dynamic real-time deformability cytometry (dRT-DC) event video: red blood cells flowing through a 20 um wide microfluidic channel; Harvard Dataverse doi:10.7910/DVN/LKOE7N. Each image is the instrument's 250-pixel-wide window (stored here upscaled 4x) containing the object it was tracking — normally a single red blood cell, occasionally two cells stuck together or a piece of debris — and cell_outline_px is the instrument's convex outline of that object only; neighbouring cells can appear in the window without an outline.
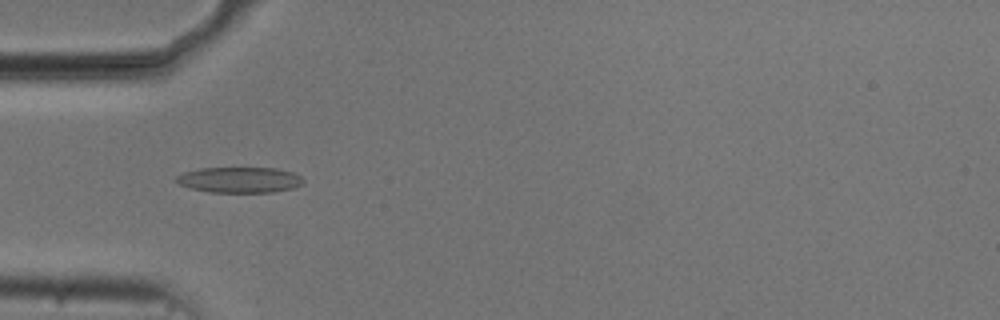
{"species": "common noctule bat (a hibernating species)", "species_latin": "Nyctalus noctula", "temperature_condition": "cold", "stored_images_in_passage": 54, "camera_frame_rate_fps": 3000, "um_per_image_px": 0.085, "animal": {"sex": "male", "body_mass_g": 20.5, "forearm_length_mm": 52.5}, "frame": {"image": 1, "passage_image": 17, "time_ms": 5.333, "image_size_px": [1000, 320], "cell_outline_px": [[304, 184], [292, 188], [272, 192], [208, 192], [192, 188], [180, 184], [176, 180], [176, 176], [184, 172], [200, 168], [276, 168], [292, 172], [300, 176], [304, 180]], "centroid_in_image_um": [20.39, 15.28], "position_along_channel_um": 64.6, "area_um2": 18.9}}
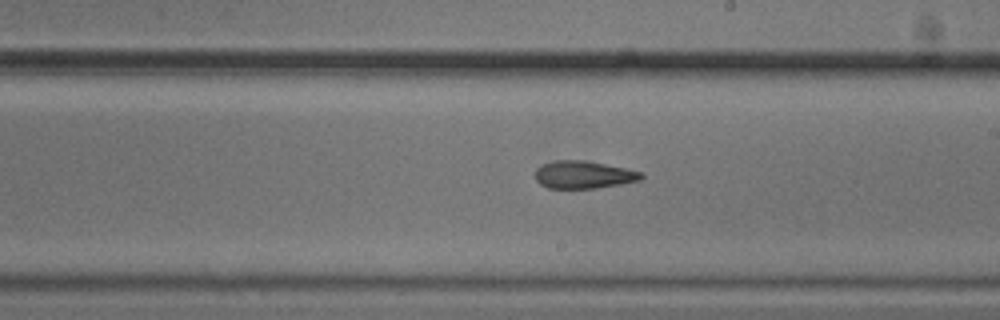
{"frame": {"image": 2, "passage_image": 31, "time_ms": 10.0, "image_size_px": [1000, 320], "cell_outline_px": [[644, 176], [640, 180], [620, 184], [596, 188], [548, 188], [540, 184], [536, 180], [536, 168], [540, 164], [552, 160], [584, 160], [644, 172]], "centroid_in_image_um": [49.58, 14.84], "position_along_channel_um": 239.4, "area_um2": 17.11}}
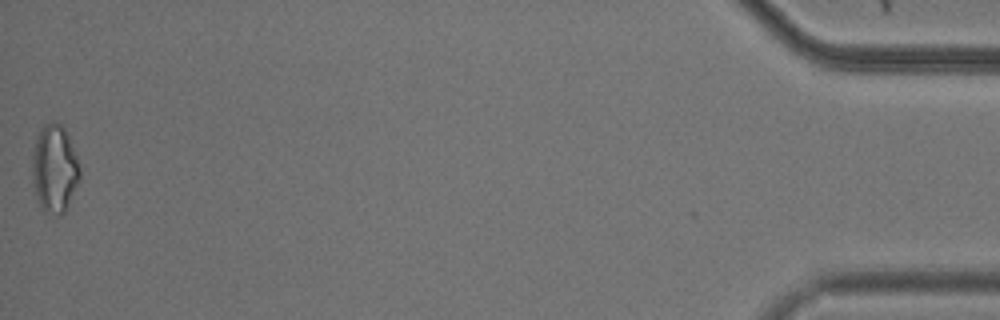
{"frame": {"image": 3, "passage_image": 54, "time_ms": 17.667, "image_size_px": [1000, 320], "cell_outline_px": [[80, 180], [64, 212], [60, 216], [56, 216], [44, 212], [40, 208], [32, 184], [32, 152], [36, 136], [40, 128], [44, 124], [52, 120], [56, 120], [64, 128], [68, 136], [76, 156], [80, 168]], "centroid_in_image_um": [4.6, 14.34], "position_along_channel_um": 430.6, "area_um2": 24.8}, "authors_computed_cell_mechanics": {"area_um2": 18.8139, "velocity_mm_per_s": 3.7381, "shape_relaxation_time_tau1_ms": null, "shape_relaxation_time_tau2_ms": 7.6041, "deformation_change_tau1": null, "deformation_change_tau2": 0.1832}}